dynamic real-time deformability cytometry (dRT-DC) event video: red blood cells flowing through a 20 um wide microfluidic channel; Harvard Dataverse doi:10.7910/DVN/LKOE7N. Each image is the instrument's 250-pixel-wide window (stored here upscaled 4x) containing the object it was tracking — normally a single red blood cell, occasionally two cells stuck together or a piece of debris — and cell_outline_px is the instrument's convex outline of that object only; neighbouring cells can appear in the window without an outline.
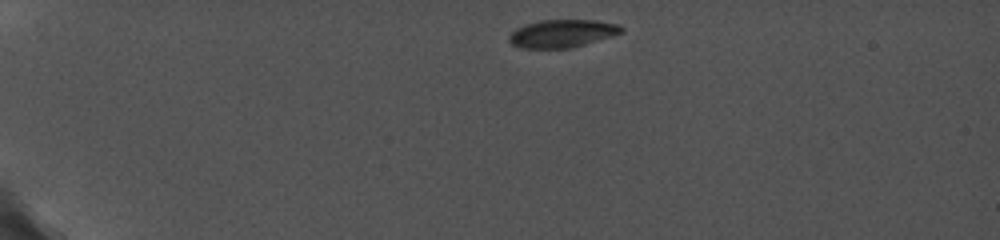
{"species": "common noctule bat (a hibernating species)", "species_latin": "Nyctalus noctula", "temperature_condition": "cold", "stored_images_in_passage": 68, "camera_frame_rate_fps": 5000, "um_per_image_px": 0.085, "animal": {"sex": "female", "body_mass_g": 19.0, "forearm_length_mm": 56.7}, "frame": {"image": 1, "passage_image": 1, "time_ms": 0.0, "image_size_px": [1000, 240], "cell_outline_px": [[624, 32], [612, 36], [572, 48], [520, 48], [512, 44], [508, 40], [508, 36], [516, 28], [524, 24], [540, 20], [596, 20], [620, 24], [624, 28]], "centroid_in_image_um": [47.8, 2.84], "position_along_channel_um": 37.2, "area_um2": 18.44}}
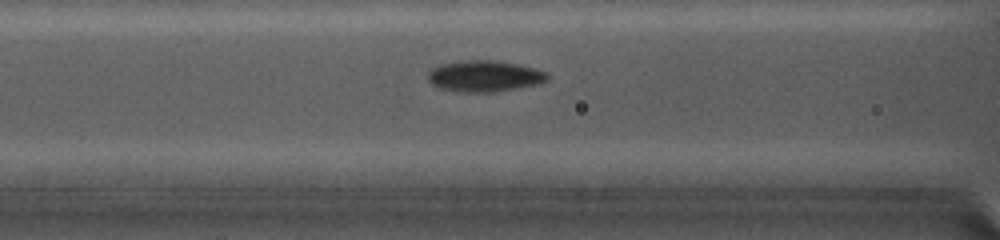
{"frame": {"image": 2, "passage_image": 20, "time_ms": 4.4, "image_size_px": [1000, 240], "cell_outline_px": [[548, 80], [540, 84], [520, 88], [492, 92], [464, 92], [440, 88], [432, 84], [428, 80], [428, 72], [432, 68], [440, 64], [460, 60], [496, 60], [516, 64], [548, 72]], "centroid_in_image_um": [41.19, 6.47], "position_along_channel_um": 125.4, "area_um2": 21.85}}
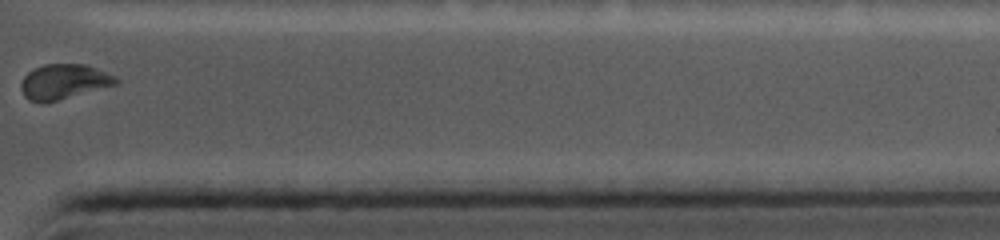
{"frame": {"image": 3, "passage_image": 60, "time_ms": 11.8, "image_size_px": [1000, 240], "cell_outline_px": [[120, 80], [116, 84], [56, 100], [40, 104], [28, 100], [24, 96], [20, 88], [20, 84], [24, 76], [28, 72], [44, 64], [88, 64], [116, 76]], "centroid_in_image_um": [5.4, 6.93], "position_along_channel_um": 406.0, "area_um2": 19.31}, "authors_computed_cell_mechanics": {"area_um2": 20.4034, "velocity_mm_per_s": 3.7749, "shape_relaxation_time_tau1_ms": null, "shape_relaxation_time_tau2_ms": 2.5635, "deformation_change_tau1": null, "deformation_change_tau2": 0.0458}}